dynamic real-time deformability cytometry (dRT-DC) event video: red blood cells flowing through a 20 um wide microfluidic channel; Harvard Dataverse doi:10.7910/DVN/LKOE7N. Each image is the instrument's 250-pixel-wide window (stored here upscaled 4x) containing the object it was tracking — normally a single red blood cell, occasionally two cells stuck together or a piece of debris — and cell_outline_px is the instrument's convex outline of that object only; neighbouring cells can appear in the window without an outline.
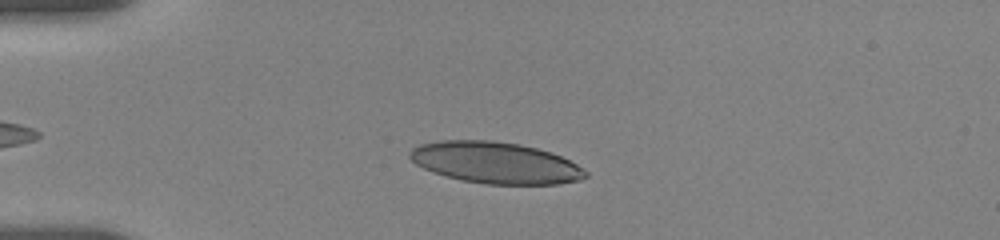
{"species": "human", "species_latin": "Homo sapiens", "temperature_condition": "room temperature", "stored_images_in_passage": 17, "camera_frame_rate_fps": 3000, "um_per_image_px": 0.085, "donor": {"sex": "female"}, "frame": {"image": 1, "passage_image": 7, "time_ms": 2.667, "image_size_px": [1000, 240], "cell_outline_px": [[588, 176], [580, 180], [560, 184], [484, 184], [460, 180], [432, 172], [416, 164], [408, 156], [408, 152], [412, 148], [420, 144], [440, 140], [492, 140], [520, 144], [552, 152], [576, 164], [588, 172]], "centroid_in_image_um": [42.1, 13.83], "position_along_channel_um": 42.9, "area_um2": 42.66}}
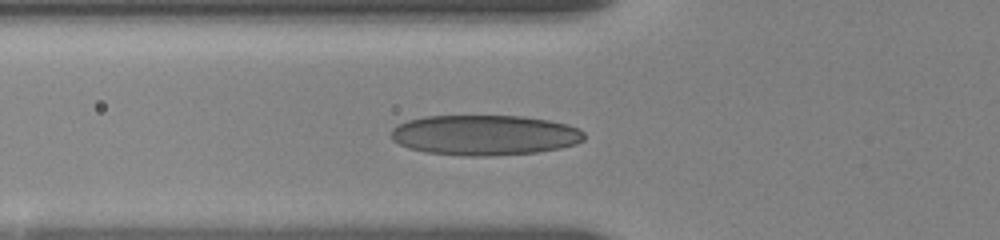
{"frame": {"image": 2, "passage_image": 12, "time_ms": 4.667, "image_size_px": [1000, 240], "cell_outline_px": [[584, 140], [576, 144], [560, 148], [536, 152], [492, 156], [460, 156], [424, 152], [408, 148], [392, 140], [392, 128], [396, 124], [408, 120], [424, 116], [524, 116], [548, 120], [568, 124], [580, 128], [584, 132]], "centroid_in_image_um": [41.19, 11.48], "position_along_channel_um": 84.6, "area_um2": 45.72}}